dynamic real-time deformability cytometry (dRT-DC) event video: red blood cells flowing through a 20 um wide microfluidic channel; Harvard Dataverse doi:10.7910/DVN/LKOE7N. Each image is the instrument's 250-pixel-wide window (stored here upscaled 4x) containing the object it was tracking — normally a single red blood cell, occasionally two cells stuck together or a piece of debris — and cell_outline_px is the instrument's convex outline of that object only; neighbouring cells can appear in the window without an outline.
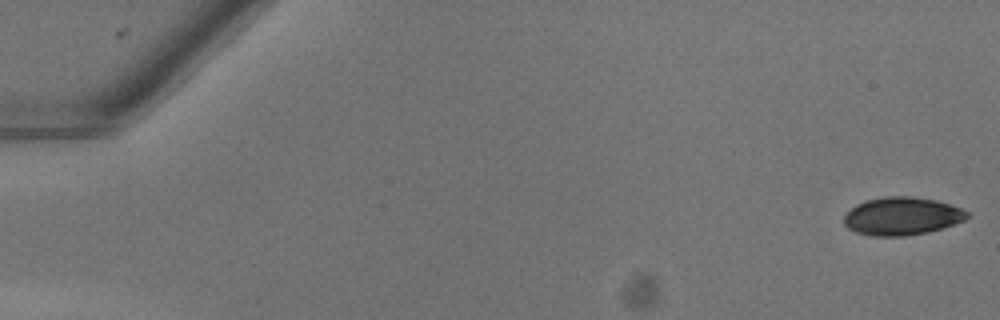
{"species": "common noctule bat (a hibernating species)", "species_latin": "Nyctalus noctula", "temperature_condition": "warm", "stored_images_in_passage": 44, "camera_frame_rate_fps": 3000, "um_per_image_px": 0.085, "animal": {"sex": "female"}, "frame": {"image": 1, "passage_image": 1, "time_ms": 0.0, "image_size_px": [1000, 320], "cell_outline_px": [[968, 216], [964, 220], [928, 232], [904, 236], [868, 236], [856, 232], [848, 228], [844, 224], [844, 216], [856, 204], [864, 200], [884, 196], [912, 196], [936, 200], [960, 208], [968, 212]], "centroid_in_image_um": [76.62, 18.37], "position_along_channel_um": 8.4, "area_um2": 27.17}}
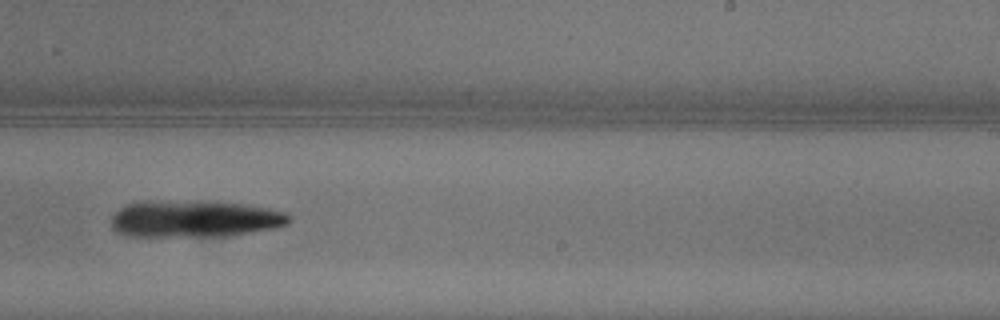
{"frame": {"image": 2, "passage_image": 33, "time_ms": 10.667, "image_size_px": [1000, 320], "cell_outline_px": [[288, 224], [276, 228], [252, 232], [224, 236], [124, 236], [116, 232], [112, 228], [112, 216], [124, 204], [240, 204], [264, 208], [284, 212], [288, 216]], "centroid_in_image_um": [16.53, 18.68], "position_along_channel_um": 272.5, "area_um2": 36.07}}
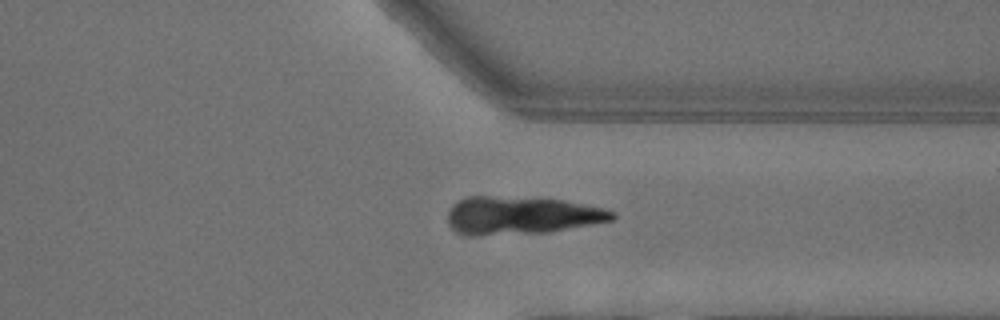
{"frame": {"image": 3, "passage_image": 40, "time_ms": 13.0, "image_size_px": [1000, 320], "cell_outline_px": [[616, 216], [612, 220], [548, 232], [480, 236], [464, 236], [456, 232], [448, 224], [448, 212], [452, 204], [456, 200], [468, 196], [488, 196], [564, 200], [604, 208], [616, 212]], "centroid_in_image_um": [44.25, 18.32], "position_along_channel_um": 367.2, "area_um2": 36.53}}